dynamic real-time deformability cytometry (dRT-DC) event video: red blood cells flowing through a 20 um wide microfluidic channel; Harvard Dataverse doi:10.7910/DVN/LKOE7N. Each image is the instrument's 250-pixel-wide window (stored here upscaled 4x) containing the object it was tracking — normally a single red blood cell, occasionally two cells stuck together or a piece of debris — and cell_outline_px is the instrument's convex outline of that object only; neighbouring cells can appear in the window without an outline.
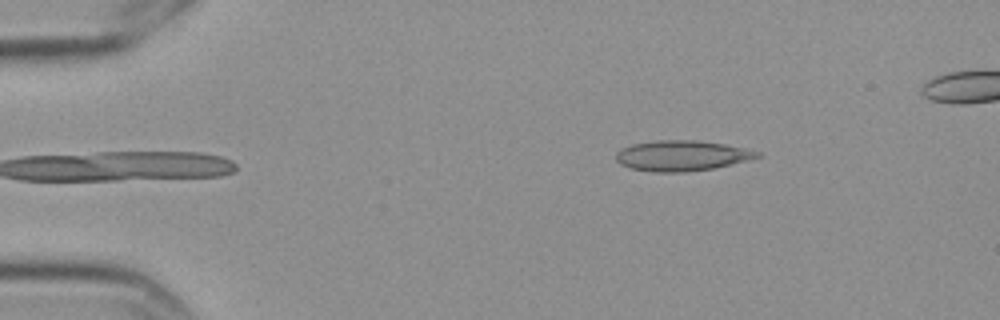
{"species": "Egyptian fruit bat (a non-hibernating species)", "species_latin": "Rousettus aegyptiacus", "temperature_condition": "cold", "stored_images_in_passage": 3, "camera_frame_rate_fps": 3000, "um_per_image_px": 0.085, "frame": {"image": 1, "passage_image": 3, "time_ms": 0.667, "image_size_px": [1000, 320], "cell_outline_px": [[764, 156], [712, 168], [684, 172], [656, 172], [628, 168], [620, 164], [616, 160], [616, 152], [620, 148], [632, 144], [656, 140], [696, 140], [724, 144], [744, 148], [760, 152]], "centroid_in_image_um": [57.91, 13.23], "position_along_channel_um": 27.1, "area_um2": 25.03}}